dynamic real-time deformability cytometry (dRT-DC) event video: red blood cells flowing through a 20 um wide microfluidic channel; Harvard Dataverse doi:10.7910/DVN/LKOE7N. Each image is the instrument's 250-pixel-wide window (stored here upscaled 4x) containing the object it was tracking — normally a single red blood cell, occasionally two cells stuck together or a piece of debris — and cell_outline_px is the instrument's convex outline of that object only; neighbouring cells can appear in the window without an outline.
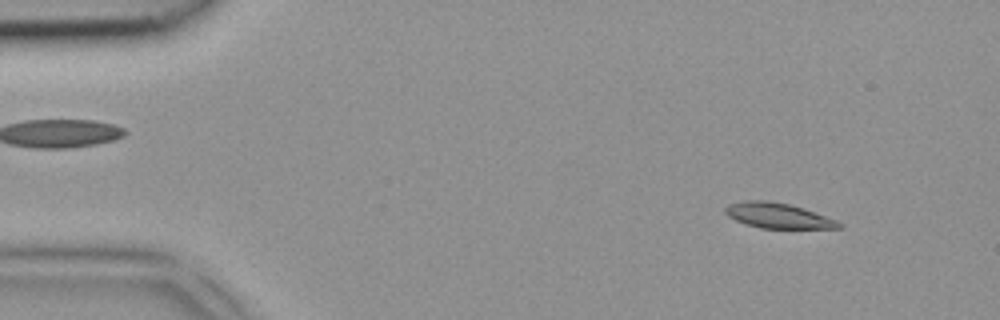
{"species": "common noctule bat (a hibernating species)", "species_latin": "Nyctalus noctula", "temperature_condition": "room temperature", "stored_images_in_passage": 4, "segment_of_instrument_passage": [2, 2], "camera_frame_rate_fps": 3000, "um_per_image_px": 0.085, "animal": {"sex": "female", "body_mass_g": 18.4}, "frame": {"image": 1, "passage_image": 4, "time_ms": 1.0, "image_size_px": [1000, 320], "cell_outline_px": [[840, 228], [760, 228], [736, 220], [728, 216], [724, 212], [724, 208], [728, 204], [744, 200], [768, 200], [788, 204], [804, 208], [836, 220], [840, 224]], "centroid_in_image_um": [66.07, 18.31], "position_along_channel_um": 18.9, "area_um2": 16.53}}